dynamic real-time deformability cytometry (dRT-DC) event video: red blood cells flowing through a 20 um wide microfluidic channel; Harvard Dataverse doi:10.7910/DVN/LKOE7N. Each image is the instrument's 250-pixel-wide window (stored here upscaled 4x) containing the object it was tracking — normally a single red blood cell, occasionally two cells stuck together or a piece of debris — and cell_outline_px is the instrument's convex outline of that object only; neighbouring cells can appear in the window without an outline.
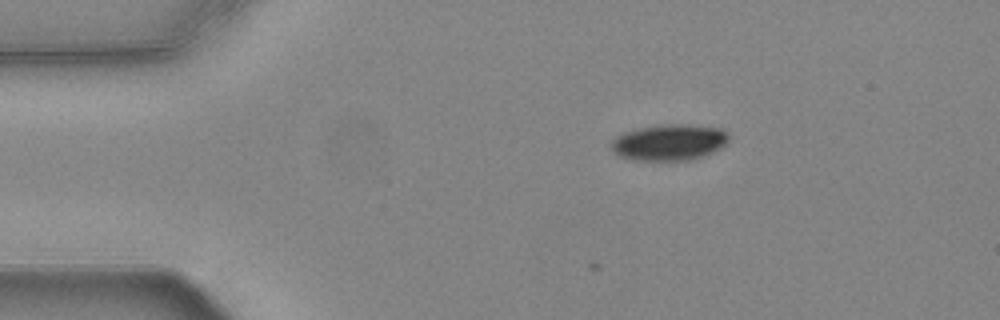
{"species": "common noctule bat (a hibernating species)", "species_latin": "Nyctalus noctula", "temperature_condition": "warm", "stored_images_in_passage": 5, "camera_frame_rate_fps": 3000, "um_per_image_px": 0.085, "animal": {"sex": "female", "body_mass_g": 24.6, "forearm_length_mm": 56.2}, "frame": {"image": 1, "passage_image": 1, "time_ms": 0.0, "image_size_px": [1000, 320], "cell_outline_px": [[728, 140], [720, 148], [704, 156], [688, 160], [632, 160], [620, 156], [612, 152], [608, 144], [616, 136], [624, 132], [640, 128], [664, 124], [688, 124], [720, 128], [728, 132]], "centroid_in_image_um": [56.84, 12.1], "position_along_channel_um": 28.2, "area_um2": 24.91}}